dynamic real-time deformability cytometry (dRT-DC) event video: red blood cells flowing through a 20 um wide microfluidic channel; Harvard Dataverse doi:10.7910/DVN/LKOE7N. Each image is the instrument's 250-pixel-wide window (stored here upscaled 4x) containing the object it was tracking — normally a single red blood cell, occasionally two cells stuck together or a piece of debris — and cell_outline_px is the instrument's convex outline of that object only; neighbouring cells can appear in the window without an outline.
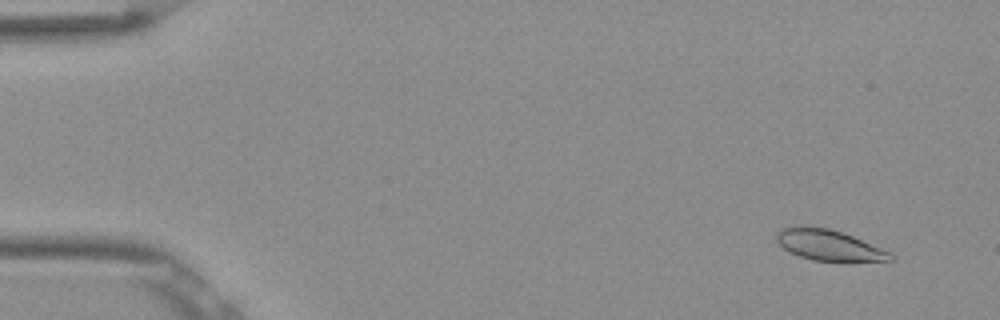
{"species": "Egyptian fruit bat (a non-hibernating species)", "species_latin": "Rousettus aegyptiacus", "temperature_condition": "room temperature", "stored_images_in_passage": 53, "camera_frame_rate_fps": 3000, "um_per_image_px": 0.085, "frame": {"image": 1, "passage_image": 4, "time_ms": 1.0, "image_size_px": [1000, 320], "cell_outline_px": [[896, 256], [892, 260], [812, 260], [788, 252], [776, 240], [776, 232], [780, 228], [800, 224], [804, 224], [828, 228], [852, 236], [892, 252]], "centroid_in_image_um": [70.39, 20.79], "position_along_channel_um": 14.6, "area_um2": 20.4}}
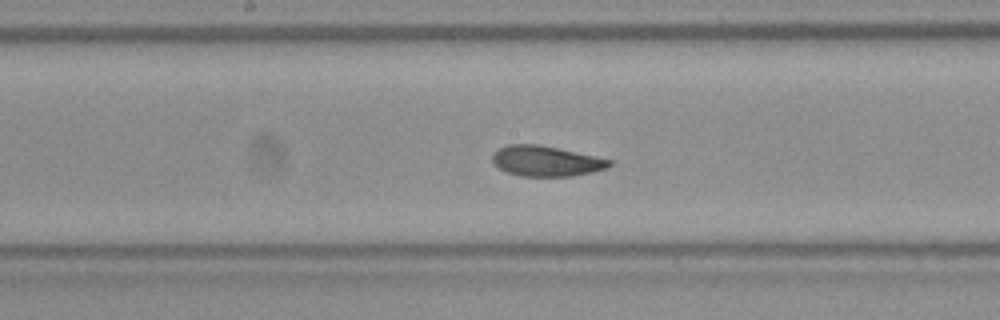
{"frame": {"image": 2, "passage_image": 28, "time_ms": 9.0, "image_size_px": [1000, 320], "cell_outline_px": [[612, 164], [608, 168], [592, 172], [572, 176], [520, 176], [508, 172], [492, 164], [492, 152], [496, 148], [508, 144], [536, 144], [596, 156], [612, 160]], "centroid_in_image_um": [46.38, 13.69], "position_along_channel_um": 201.8, "area_um2": 20.81}}
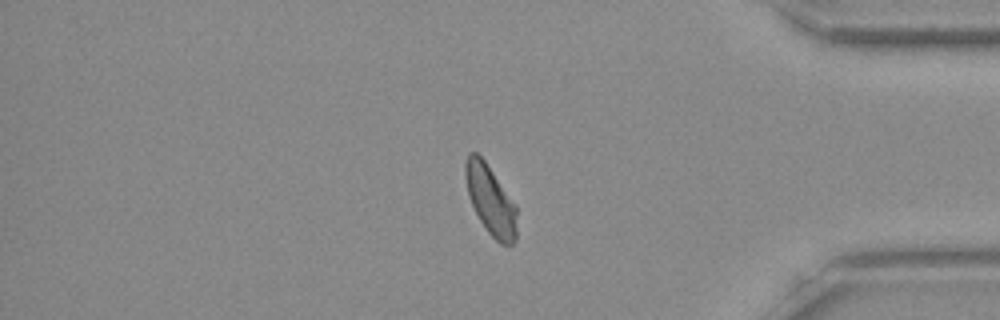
{"frame": {"image": 3, "passage_image": 45, "time_ms": 14.667, "image_size_px": [1000, 320], "cell_outline_px": [[516, 240], [512, 244], [500, 244], [488, 232], [480, 220], [468, 196], [464, 176], [464, 164], [468, 152], [476, 152], [484, 160], [516, 204]], "centroid_in_image_um": [41.68, 16.98], "position_along_channel_um": 393.5, "area_um2": 20.81}, "authors_computed_cell_mechanics": {"area_um2": 21.2704, "velocity_mm_per_s": 3.8331, "shape_relaxation_time_tau1_ms": 3.6412, "shape_relaxation_time_tau2_ms": 1.8665, "deformation_change_tau1": 0.1047, "deformation_change_tau2": 0.0625}}